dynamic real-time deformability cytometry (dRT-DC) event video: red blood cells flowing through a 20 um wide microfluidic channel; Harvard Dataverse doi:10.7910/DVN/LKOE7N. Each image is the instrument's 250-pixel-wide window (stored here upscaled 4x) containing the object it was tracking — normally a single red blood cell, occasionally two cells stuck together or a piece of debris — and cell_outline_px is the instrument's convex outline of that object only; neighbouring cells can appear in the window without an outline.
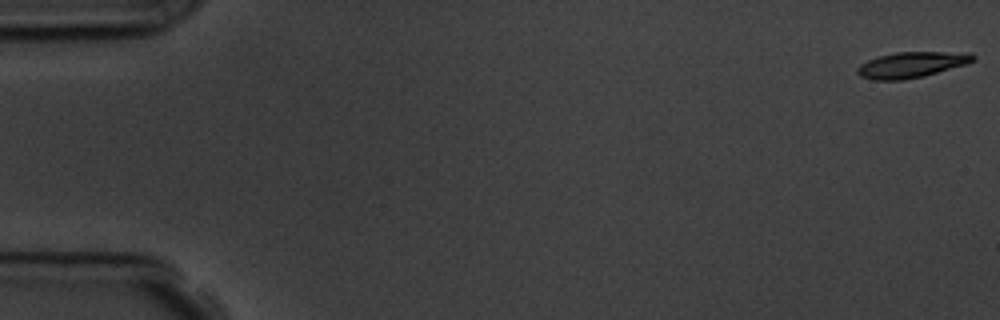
{"species": "common noctule bat (a hibernating species)", "species_latin": "Nyctalus noctula", "temperature_condition": "room temperature", "stored_images_in_passage": 11, "camera_frame_rate_fps": 3000, "um_per_image_px": 0.085, "animal": {"sex": "male", "body_mass_g": 19.5, "forearm_length_mm": 54.6}, "frame": {"image": 1, "passage_image": 1, "time_ms": 0.0, "image_size_px": [1000, 320], "cell_outline_px": [[976, 60], [968, 64], [924, 76], [904, 80], [872, 80], [860, 76], [856, 72], [856, 68], [860, 64], [876, 56], [896, 52], [972, 52], [976, 56]], "centroid_in_image_um": [77.51, 5.5], "position_along_channel_um": 7.5, "area_um2": 17.74}}